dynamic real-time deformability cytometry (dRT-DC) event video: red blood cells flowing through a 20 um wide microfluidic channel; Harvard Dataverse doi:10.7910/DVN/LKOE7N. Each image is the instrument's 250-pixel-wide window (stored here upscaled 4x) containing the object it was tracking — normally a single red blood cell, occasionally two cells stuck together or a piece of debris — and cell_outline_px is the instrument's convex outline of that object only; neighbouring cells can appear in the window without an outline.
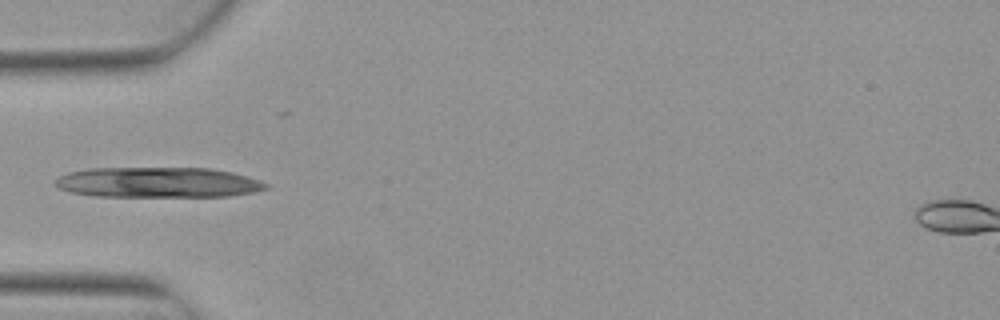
{"species": "Egyptian fruit bat (a non-hibernating species)", "species_latin": "Rousettus aegyptiacus", "temperature_condition": "warm", "stored_images_in_passage": 5, "camera_frame_rate_fps": 3000, "um_per_image_px": 0.085, "animal": {"sex": "female"}, "frame": {"image": 1, "passage_image": 4, "time_ms": 1.0, "image_size_px": [1000, 320], "cell_outline_px": [[268, 188], [252, 192], [228, 196], [92, 196], [68, 192], [52, 184], [60, 176], [68, 172], [88, 168], [212, 168], [232, 172], [260, 180], [268, 184]], "centroid_in_image_um": [13.39, 15.5], "position_along_channel_um": 71.6, "area_um2": 37.34}}